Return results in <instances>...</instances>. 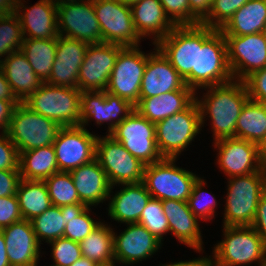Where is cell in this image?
Here are the masks:
<instances>
[{"mask_svg": "<svg viewBox=\"0 0 266 266\" xmlns=\"http://www.w3.org/2000/svg\"><path fill=\"white\" fill-rule=\"evenodd\" d=\"M201 94L203 95L195 93V100L200 110L201 126L204 128L208 119L212 127L213 142L236 138L237 119L242 107L249 99L244 82L233 79L225 84L206 87L201 90Z\"/></svg>", "mask_w": 266, "mask_h": 266, "instance_id": "6da1fadb", "label": "cell"}, {"mask_svg": "<svg viewBox=\"0 0 266 266\" xmlns=\"http://www.w3.org/2000/svg\"><path fill=\"white\" fill-rule=\"evenodd\" d=\"M222 226H251L266 192V171L227 178Z\"/></svg>", "mask_w": 266, "mask_h": 266, "instance_id": "7a4b0ae2", "label": "cell"}, {"mask_svg": "<svg viewBox=\"0 0 266 266\" xmlns=\"http://www.w3.org/2000/svg\"><path fill=\"white\" fill-rule=\"evenodd\" d=\"M178 158H163L145 165L142 183L152 198L187 202L198 174L176 165Z\"/></svg>", "mask_w": 266, "mask_h": 266, "instance_id": "3957f363", "label": "cell"}, {"mask_svg": "<svg viewBox=\"0 0 266 266\" xmlns=\"http://www.w3.org/2000/svg\"><path fill=\"white\" fill-rule=\"evenodd\" d=\"M232 80L224 34L218 29L202 25V46H197L196 93L200 94L199 89Z\"/></svg>", "mask_w": 266, "mask_h": 266, "instance_id": "277c9868", "label": "cell"}, {"mask_svg": "<svg viewBox=\"0 0 266 266\" xmlns=\"http://www.w3.org/2000/svg\"><path fill=\"white\" fill-rule=\"evenodd\" d=\"M23 103L32 111L62 127L80 126L81 91L79 88L54 86L43 82Z\"/></svg>", "mask_w": 266, "mask_h": 266, "instance_id": "5b68a950", "label": "cell"}, {"mask_svg": "<svg viewBox=\"0 0 266 266\" xmlns=\"http://www.w3.org/2000/svg\"><path fill=\"white\" fill-rule=\"evenodd\" d=\"M197 46H202V24L175 26L156 47L196 93Z\"/></svg>", "mask_w": 266, "mask_h": 266, "instance_id": "8992f818", "label": "cell"}, {"mask_svg": "<svg viewBox=\"0 0 266 266\" xmlns=\"http://www.w3.org/2000/svg\"><path fill=\"white\" fill-rule=\"evenodd\" d=\"M200 110L194 100L185 110L155 123L156 143L163 158H179L201 134Z\"/></svg>", "mask_w": 266, "mask_h": 266, "instance_id": "52a82bcc", "label": "cell"}, {"mask_svg": "<svg viewBox=\"0 0 266 266\" xmlns=\"http://www.w3.org/2000/svg\"><path fill=\"white\" fill-rule=\"evenodd\" d=\"M223 239L212 254L231 266H258L266 264V246L252 226H222Z\"/></svg>", "mask_w": 266, "mask_h": 266, "instance_id": "ba28073f", "label": "cell"}, {"mask_svg": "<svg viewBox=\"0 0 266 266\" xmlns=\"http://www.w3.org/2000/svg\"><path fill=\"white\" fill-rule=\"evenodd\" d=\"M61 128L58 123L20 102L12 112L7 134L20 153L53 145Z\"/></svg>", "mask_w": 266, "mask_h": 266, "instance_id": "9c48e42d", "label": "cell"}, {"mask_svg": "<svg viewBox=\"0 0 266 266\" xmlns=\"http://www.w3.org/2000/svg\"><path fill=\"white\" fill-rule=\"evenodd\" d=\"M111 186L141 183L145 164L130 154L109 134H98L96 156Z\"/></svg>", "mask_w": 266, "mask_h": 266, "instance_id": "30bf717a", "label": "cell"}, {"mask_svg": "<svg viewBox=\"0 0 266 266\" xmlns=\"http://www.w3.org/2000/svg\"><path fill=\"white\" fill-rule=\"evenodd\" d=\"M109 135L145 165L163 159L156 143L155 123L150 122L137 110L116 125Z\"/></svg>", "mask_w": 266, "mask_h": 266, "instance_id": "8fae6325", "label": "cell"}, {"mask_svg": "<svg viewBox=\"0 0 266 266\" xmlns=\"http://www.w3.org/2000/svg\"><path fill=\"white\" fill-rule=\"evenodd\" d=\"M142 46L124 47L118 54L106 91L129 101L139 103L140 87L147 64L148 53Z\"/></svg>", "mask_w": 266, "mask_h": 266, "instance_id": "7c38bea8", "label": "cell"}, {"mask_svg": "<svg viewBox=\"0 0 266 266\" xmlns=\"http://www.w3.org/2000/svg\"><path fill=\"white\" fill-rule=\"evenodd\" d=\"M93 7L100 25L102 43L141 46L142 39L134 28L130 5L119 0H93Z\"/></svg>", "mask_w": 266, "mask_h": 266, "instance_id": "4fadbf2b", "label": "cell"}, {"mask_svg": "<svg viewBox=\"0 0 266 266\" xmlns=\"http://www.w3.org/2000/svg\"><path fill=\"white\" fill-rule=\"evenodd\" d=\"M134 110L129 101L107 91H82L80 126L87 128L91 121L99 127L107 124L105 134H109Z\"/></svg>", "mask_w": 266, "mask_h": 266, "instance_id": "5bb4252c", "label": "cell"}, {"mask_svg": "<svg viewBox=\"0 0 266 266\" xmlns=\"http://www.w3.org/2000/svg\"><path fill=\"white\" fill-rule=\"evenodd\" d=\"M98 135L82 126L62 127L53 143L60 172H70L96 156Z\"/></svg>", "mask_w": 266, "mask_h": 266, "instance_id": "9a60e30c", "label": "cell"}, {"mask_svg": "<svg viewBox=\"0 0 266 266\" xmlns=\"http://www.w3.org/2000/svg\"><path fill=\"white\" fill-rule=\"evenodd\" d=\"M57 28L60 36L89 44L102 43L101 29L93 0L57 5Z\"/></svg>", "mask_w": 266, "mask_h": 266, "instance_id": "2e32d148", "label": "cell"}, {"mask_svg": "<svg viewBox=\"0 0 266 266\" xmlns=\"http://www.w3.org/2000/svg\"><path fill=\"white\" fill-rule=\"evenodd\" d=\"M118 44H89L78 74V88L82 91H106L119 52Z\"/></svg>", "mask_w": 266, "mask_h": 266, "instance_id": "e0dca14e", "label": "cell"}, {"mask_svg": "<svg viewBox=\"0 0 266 266\" xmlns=\"http://www.w3.org/2000/svg\"><path fill=\"white\" fill-rule=\"evenodd\" d=\"M224 37L234 80L243 81L253 72L266 67V39L262 32Z\"/></svg>", "mask_w": 266, "mask_h": 266, "instance_id": "ac0fdd59", "label": "cell"}, {"mask_svg": "<svg viewBox=\"0 0 266 266\" xmlns=\"http://www.w3.org/2000/svg\"><path fill=\"white\" fill-rule=\"evenodd\" d=\"M119 232H113L114 260L120 266H134L146 261L162 248V243L139 223H129Z\"/></svg>", "mask_w": 266, "mask_h": 266, "instance_id": "d6986e66", "label": "cell"}, {"mask_svg": "<svg viewBox=\"0 0 266 266\" xmlns=\"http://www.w3.org/2000/svg\"><path fill=\"white\" fill-rule=\"evenodd\" d=\"M212 143L217 151L215 165H218L226 177L248 175L263 169L258 144L238 138H226Z\"/></svg>", "mask_w": 266, "mask_h": 266, "instance_id": "ffe728a7", "label": "cell"}, {"mask_svg": "<svg viewBox=\"0 0 266 266\" xmlns=\"http://www.w3.org/2000/svg\"><path fill=\"white\" fill-rule=\"evenodd\" d=\"M175 90H192L185 85L184 79L173 68L170 61L154 44L148 53L140 87V98L159 96Z\"/></svg>", "mask_w": 266, "mask_h": 266, "instance_id": "44dd1931", "label": "cell"}, {"mask_svg": "<svg viewBox=\"0 0 266 266\" xmlns=\"http://www.w3.org/2000/svg\"><path fill=\"white\" fill-rule=\"evenodd\" d=\"M8 260L11 266H36L40 261L41 245L38 243L31 221L21 220L1 229Z\"/></svg>", "mask_w": 266, "mask_h": 266, "instance_id": "7402d4cb", "label": "cell"}, {"mask_svg": "<svg viewBox=\"0 0 266 266\" xmlns=\"http://www.w3.org/2000/svg\"><path fill=\"white\" fill-rule=\"evenodd\" d=\"M27 1L18 0L16 14L19 17L24 39H51L56 38L57 5L50 0H39L32 6Z\"/></svg>", "mask_w": 266, "mask_h": 266, "instance_id": "603a6c76", "label": "cell"}, {"mask_svg": "<svg viewBox=\"0 0 266 266\" xmlns=\"http://www.w3.org/2000/svg\"><path fill=\"white\" fill-rule=\"evenodd\" d=\"M111 186L108 197V216L120 224L138 223L141 212L152 198L145 185L141 183ZM114 193V194H113ZM112 196V197H111Z\"/></svg>", "mask_w": 266, "mask_h": 266, "instance_id": "cb8c5ba5", "label": "cell"}, {"mask_svg": "<svg viewBox=\"0 0 266 266\" xmlns=\"http://www.w3.org/2000/svg\"><path fill=\"white\" fill-rule=\"evenodd\" d=\"M164 214L168 219L169 232L179 243L190 247L196 253H204L203 234L199 219L190 211L188 202L162 201ZM204 248V249H203Z\"/></svg>", "mask_w": 266, "mask_h": 266, "instance_id": "d4e9b609", "label": "cell"}, {"mask_svg": "<svg viewBox=\"0 0 266 266\" xmlns=\"http://www.w3.org/2000/svg\"><path fill=\"white\" fill-rule=\"evenodd\" d=\"M130 8L137 34L142 41L151 38L152 45L165 38L176 26L166 15L159 0H139Z\"/></svg>", "mask_w": 266, "mask_h": 266, "instance_id": "484cf974", "label": "cell"}, {"mask_svg": "<svg viewBox=\"0 0 266 266\" xmlns=\"http://www.w3.org/2000/svg\"><path fill=\"white\" fill-rule=\"evenodd\" d=\"M73 178L80 202L87 207L100 205L108 201L111 185L106 172L95 158L69 172Z\"/></svg>", "mask_w": 266, "mask_h": 266, "instance_id": "4316f807", "label": "cell"}, {"mask_svg": "<svg viewBox=\"0 0 266 266\" xmlns=\"http://www.w3.org/2000/svg\"><path fill=\"white\" fill-rule=\"evenodd\" d=\"M0 68L20 102H24L43 84L21 50L1 59Z\"/></svg>", "mask_w": 266, "mask_h": 266, "instance_id": "83f0119b", "label": "cell"}, {"mask_svg": "<svg viewBox=\"0 0 266 266\" xmlns=\"http://www.w3.org/2000/svg\"><path fill=\"white\" fill-rule=\"evenodd\" d=\"M194 100L195 92L193 90H175L159 96L139 98L135 110L150 122L157 123L185 110Z\"/></svg>", "mask_w": 266, "mask_h": 266, "instance_id": "f1b7e54d", "label": "cell"}, {"mask_svg": "<svg viewBox=\"0 0 266 266\" xmlns=\"http://www.w3.org/2000/svg\"><path fill=\"white\" fill-rule=\"evenodd\" d=\"M266 0H249L219 29L224 36H243L263 31Z\"/></svg>", "mask_w": 266, "mask_h": 266, "instance_id": "f546056e", "label": "cell"}, {"mask_svg": "<svg viewBox=\"0 0 266 266\" xmlns=\"http://www.w3.org/2000/svg\"><path fill=\"white\" fill-rule=\"evenodd\" d=\"M21 179L45 180L59 172L53 145L20 152Z\"/></svg>", "mask_w": 266, "mask_h": 266, "instance_id": "4dcf8cb0", "label": "cell"}, {"mask_svg": "<svg viewBox=\"0 0 266 266\" xmlns=\"http://www.w3.org/2000/svg\"><path fill=\"white\" fill-rule=\"evenodd\" d=\"M103 221L79 242L81 254L96 264L115 263L113 232L115 228ZM112 227V228H111Z\"/></svg>", "mask_w": 266, "mask_h": 266, "instance_id": "1f68e13d", "label": "cell"}, {"mask_svg": "<svg viewBox=\"0 0 266 266\" xmlns=\"http://www.w3.org/2000/svg\"><path fill=\"white\" fill-rule=\"evenodd\" d=\"M266 137V104L248 99L236 123V138L255 144Z\"/></svg>", "mask_w": 266, "mask_h": 266, "instance_id": "d6a6232c", "label": "cell"}, {"mask_svg": "<svg viewBox=\"0 0 266 266\" xmlns=\"http://www.w3.org/2000/svg\"><path fill=\"white\" fill-rule=\"evenodd\" d=\"M16 196L25 220H32L52 206L44 180L21 179Z\"/></svg>", "mask_w": 266, "mask_h": 266, "instance_id": "836d02e7", "label": "cell"}, {"mask_svg": "<svg viewBox=\"0 0 266 266\" xmlns=\"http://www.w3.org/2000/svg\"><path fill=\"white\" fill-rule=\"evenodd\" d=\"M57 37L51 39H24L20 50L42 82H46L52 71L56 56Z\"/></svg>", "mask_w": 266, "mask_h": 266, "instance_id": "e575fe53", "label": "cell"}, {"mask_svg": "<svg viewBox=\"0 0 266 266\" xmlns=\"http://www.w3.org/2000/svg\"><path fill=\"white\" fill-rule=\"evenodd\" d=\"M92 207L85 204H69L60 207L62 215H65L67 225L63 237L72 241L80 242L89 235L102 219L93 218ZM92 215V216H91Z\"/></svg>", "mask_w": 266, "mask_h": 266, "instance_id": "d590c367", "label": "cell"}, {"mask_svg": "<svg viewBox=\"0 0 266 266\" xmlns=\"http://www.w3.org/2000/svg\"><path fill=\"white\" fill-rule=\"evenodd\" d=\"M30 221L40 245L43 244L42 241L49 243L57 238H62L67 225L65 215H62L60 207L55 205Z\"/></svg>", "mask_w": 266, "mask_h": 266, "instance_id": "8d00e7d4", "label": "cell"}, {"mask_svg": "<svg viewBox=\"0 0 266 266\" xmlns=\"http://www.w3.org/2000/svg\"><path fill=\"white\" fill-rule=\"evenodd\" d=\"M52 205L83 204L69 172H57L44 180Z\"/></svg>", "mask_w": 266, "mask_h": 266, "instance_id": "74e56055", "label": "cell"}, {"mask_svg": "<svg viewBox=\"0 0 266 266\" xmlns=\"http://www.w3.org/2000/svg\"><path fill=\"white\" fill-rule=\"evenodd\" d=\"M206 184V179H204V177H199L194 183L192 192L187 201L190 211L203 222L212 221L215 216H217L216 209L220 204V202L216 200V196L205 189L207 186Z\"/></svg>", "mask_w": 266, "mask_h": 266, "instance_id": "f35d334b", "label": "cell"}, {"mask_svg": "<svg viewBox=\"0 0 266 266\" xmlns=\"http://www.w3.org/2000/svg\"><path fill=\"white\" fill-rule=\"evenodd\" d=\"M23 40L24 37L18 15L11 13L0 17V61L10 53L19 51Z\"/></svg>", "mask_w": 266, "mask_h": 266, "instance_id": "ab89813d", "label": "cell"}, {"mask_svg": "<svg viewBox=\"0 0 266 266\" xmlns=\"http://www.w3.org/2000/svg\"><path fill=\"white\" fill-rule=\"evenodd\" d=\"M139 224L143 225L162 244L166 234H169L168 219L164 214L162 201L151 198L141 212Z\"/></svg>", "mask_w": 266, "mask_h": 266, "instance_id": "60d3db41", "label": "cell"}, {"mask_svg": "<svg viewBox=\"0 0 266 266\" xmlns=\"http://www.w3.org/2000/svg\"><path fill=\"white\" fill-rule=\"evenodd\" d=\"M249 0H214L208 16L200 23L220 29Z\"/></svg>", "mask_w": 266, "mask_h": 266, "instance_id": "b9f144b4", "label": "cell"}, {"mask_svg": "<svg viewBox=\"0 0 266 266\" xmlns=\"http://www.w3.org/2000/svg\"><path fill=\"white\" fill-rule=\"evenodd\" d=\"M55 266H71L82 256L79 242L67 238H57L47 243Z\"/></svg>", "mask_w": 266, "mask_h": 266, "instance_id": "7bdbcfd3", "label": "cell"}, {"mask_svg": "<svg viewBox=\"0 0 266 266\" xmlns=\"http://www.w3.org/2000/svg\"><path fill=\"white\" fill-rule=\"evenodd\" d=\"M82 63L55 59L51 74L46 82L54 86L78 88V74Z\"/></svg>", "mask_w": 266, "mask_h": 266, "instance_id": "ee69618b", "label": "cell"}, {"mask_svg": "<svg viewBox=\"0 0 266 266\" xmlns=\"http://www.w3.org/2000/svg\"><path fill=\"white\" fill-rule=\"evenodd\" d=\"M88 42L57 36L55 59L58 61L83 62Z\"/></svg>", "mask_w": 266, "mask_h": 266, "instance_id": "f6af8a7d", "label": "cell"}, {"mask_svg": "<svg viewBox=\"0 0 266 266\" xmlns=\"http://www.w3.org/2000/svg\"><path fill=\"white\" fill-rule=\"evenodd\" d=\"M166 15L176 25H199L191 14L188 0H159Z\"/></svg>", "mask_w": 266, "mask_h": 266, "instance_id": "bcb514c9", "label": "cell"}, {"mask_svg": "<svg viewBox=\"0 0 266 266\" xmlns=\"http://www.w3.org/2000/svg\"><path fill=\"white\" fill-rule=\"evenodd\" d=\"M20 154L7 132H0V170H20Z\"/></svg>", "mask_w": 266, "mask_h": 266, "instance_id": "7dc6e473", "label": "cell"}, {"mask_svg": "<svg viewBox=\"0 0 266 266\" xmlns=\"http://www.w3.org/2000/svg\"><path fill=\"white\" fill-rule=\"evenodd\" d=\"M243 82L249 99L266 104V67L253 72Z\"/></svg>", "mask_w": 266, "mask_h": 266, "instance_id": "c3c4849f", "label": "cell"}, {"mask_svg": "<svg viewBox=\"0 0 266 266\" xmlns=\"http://www.w3.org/2000/svg\"><path fill=\"white\" fill-rule=\"evenodd\" d=\"M23 220L16 194L0 197V229Z\"/></svg>", "mask_w": 266, "mask_h": 266, "instance_id": "681fc988", "label": "cell"}, {"mask_svg": "<svg viewBox=\"0 0 266 266\" xmlns=\"http://www.w3.org/2000/svg\"><path fill=\"white\" fill-rule=\"evenodd\" d=\"M20 181V170H0V197L15 195Z\"/></svg>", "mask_w": 266, "mask_h": 266, "instance_id": "f907efd6", "label": "cell"}, {"mask_svg": "<svg viewBox=\"0 0 266 266\" xmlns=\"http://www.w3.org/2000/svg\"><path fill=\"white\" fill-rule=\"evenodd\" d=\"M251 226L257 231L266 246V192L258 202L256 215Z\"/></svg>", "mask_w": 266, "mask_h": 266, "instance_id": "816d5d0a", "label": "cell"}, {"mask_svg": "<svg viewBox=\"0 0 266 266\" xmlns=\"http://www.w3.org/2000/svg\"><path fill=\"white\" fill-rule=\"evenodd\" d=\"M19 100H2L0 99V131L7 132L12 112Z\"/></svg>", "mask_w": 266, "mask_h": 266, "instance_id": "f5cc1de1", "label": "cell"}, {"mask_svg": "<svg viewBox=\"0 0 266 266\" xmlns=\"http://www.w3.org/2000/svg\"><path fill=\"white\" fill-rule=\"evenodd\" d=\"M191 14L201 23L209 14L214 0H188Z\"/></svg>", "mask_w": 266, "mask_h": 266, "instance_id": "db71d44e", "label": "cell"}, {"mask_svg": "<svg viewBox=\"0 0 266 266\" xmlns=\"http://www.w3.org/2000/svg\"><path fill=\"white\" fill-rule=\"evenodd\" d=\"M159 266H208V255L200 257H195L192 260H180L179 262H170V263H164L159 264Z\"/></svg>", "mask_w": 266, "mask_h": 266, "instance_id": "11a10c76", "label": "cell"}, {"mask_svg": "<svg viewBox=\"0 0 266 266\" xmlns=\"http://www.w3.org/2000/svg\"><path fill=\"white\" fill-rule=\"evenodd\" d=\"M0 99L2 100H18L8 81L6 80L5 74L0 68Z\"/></svg>", "mask_w": 266, "mask_h": 266, "instance_id": "9f6ffc18", "label": "cell"}, {"mask_svg": "<svg viewBox=\"0 0 266 266\" xmlns=\"http://www.w3.org/2000/svg\"><path fill=\"white\" fill-rule=\"evenodd\" d=\"M18 0H0V17L16 12Z\"/></svg>", "mask_w": 266, "mask_h": 266, "instance_id": "6f0895ef", "label": "cell"}, {"mask_svg": "<svg viewBox=\"0 0 266 266\" xmlns=\"http://www.w3.org/2000/svg\"><path fill=\"white\" fill-rule=\"evenodd\" d=\"M0 266H11L6 253L4 235L0 230Z\"/></svg>", "mask_w": 266, "mask_h": 266, "instance_id": "680465c9", "label": "cell"}, {"mask_svg": "<svg viewBox=\"0 0 266 266\" xmlns=\"http://www.w3.org/2000/svg\"><path fill=\"white\" fill-rule=\"evenodd\" d=\"M259 158L262 168L266 171V137L259 145Z\"/></svg>", "mask_w": 266, "mask_h": 266, "instance_id": "91938a15", "label": "cell"}, {"mask_svg": "<svg viewBox=\"0 0 266 266\" xmlns=\"http://www.w3.org/2000/svg\"><path fill=\"white\" fill-rule=\"evenodd\" d=\"M96 263L90 259L81 256L79 260H76L71 266H95Z\"/></svg>", "mask_w": 266, "mask_h": 266, "instance_id": "94428289", "label": "cell"}, {"mask_svg": "<svg viewBox=\"0 0 266 266\" xmlns=\"http://www.w3.org/2000/svg\"><path fill=\"white\" fill-rule=\"evenodd\" d=\"M208 266H231L217 259L213 254L208 256Z\"/></svg>", "mask_w": 266, "mask_h": 266, "instance_id": "6125c7cd", "label": "cell"}, {"mask_svg": "<svg viewBox=\"0 0 266 266\" xmlns=\"http://www.w3.org/2000/svg\"><path fill=\"white\" fill-rule=\"evenodd\" d=\"M50 1H52L55 5H59L68 2L89 1V0H50Z\"/></svg>", "mask_w": 266, "mask_h": 266, "instance_id": "be15d7a7", "label": "cell"}, {"mask_svg": "<svg viewBox=\"0 0 266 266\" xmlns=\"http://www.w3.org/2000/svg\"><path fill=\"white\" fill-rule=\"evenodd\" d=\"M119 1H121L124 4L131 5L139 0H119Z\"/></svg>", "mask_w": 266, "mask_h": 266, "instance_id": "e7e4bbea", "label": "cell"}, {"mask_svg": "<svg viewBox=\"0 0 266 266\" xmlns=\"http://www.w3.org/2000/svg\"><path fill=\"white\" fill-rule=\"evenodd\" d=\"M95 266H117L115 263L96 264Z\"/></svg>", "mask_w": 266, "mask_h": 266, "instance_id": "03108f58", "label": "cell"}, {"mask_svg": "<svg viewBox=\"0 0 266 266\" xmlns=\"http://www.w3.org/2000/svg\"><path fill=\"white\" fill-rule=\"evenodd\" d=\"M262 33H263V35H264V38L266 39V24H265V26H264V29H263Z\"/></svg>", "mask_w": 266, "mask_h": 266, "instance_id": "003e7915", "label": "cell"}]
</instances>
